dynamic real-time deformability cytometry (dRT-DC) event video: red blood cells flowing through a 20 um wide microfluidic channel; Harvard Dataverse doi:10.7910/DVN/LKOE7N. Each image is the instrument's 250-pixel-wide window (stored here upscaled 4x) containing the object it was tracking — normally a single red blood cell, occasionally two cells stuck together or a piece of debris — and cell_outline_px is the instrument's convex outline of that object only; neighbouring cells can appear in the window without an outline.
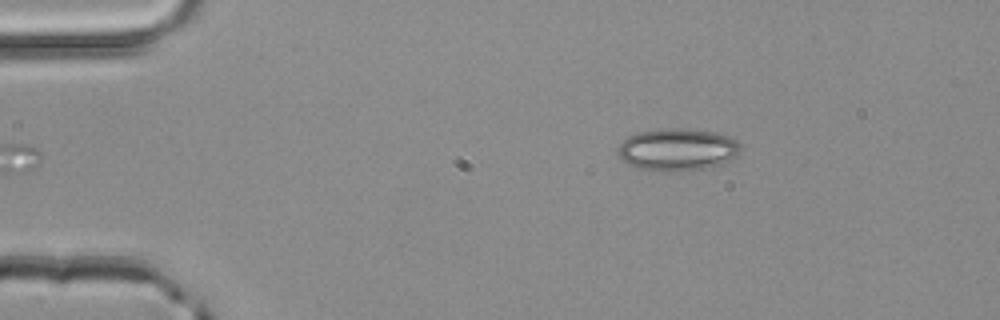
{"species": "common noctule bat (a hibernating species)", "species_latin": "Nyctalus noctula", "temperature_condition": "room temperature", "stored_images_in_passage": 2, "camera_frame_rate_fps": 3000, "um_per_image_px": 0.085, "animal": {"sex": "male", "body_mass_g": 20.4}, "frame": {"image": 1, "passage_image": 1, "time_ms": 0.0, "image_size_px": [1000, 320], "cell_outline_px": [[740, 152], [736, 156], [724, 164], [704, 168], [672, 172], [648, 172], [628, 164], [616, 152], [616, 148], [628, 136], [640, 132], [664, 128], [688, 128], [716, 132], [728, 136], [736, 140], [740, 144]], "centroid_in_image_um": [57.58, 12.72], "position_along_channel_um": 27.4, "area_um2": 30.75}}